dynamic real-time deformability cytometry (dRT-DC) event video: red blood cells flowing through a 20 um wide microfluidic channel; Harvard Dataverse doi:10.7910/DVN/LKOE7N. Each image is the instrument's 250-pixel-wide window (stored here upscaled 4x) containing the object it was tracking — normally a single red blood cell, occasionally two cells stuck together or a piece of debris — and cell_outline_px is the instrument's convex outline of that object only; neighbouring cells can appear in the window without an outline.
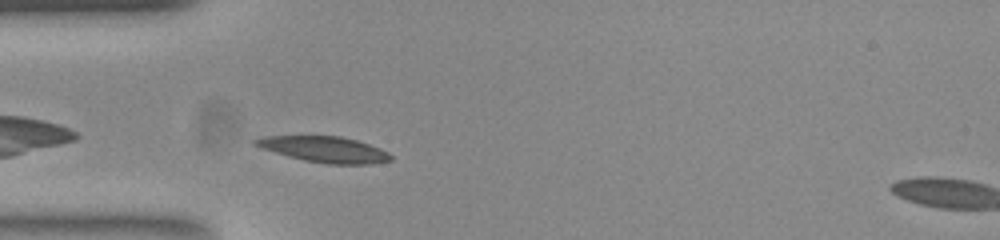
{"species": "common noctule bat (a hibernating species)", "species_latin": "Nyctalus noctula", "temperature_condition": "room temperature", "stored_images_in_passage": 28, "camera_frame_rate_fps": 3000, "um_per_image_px": 0.085, "animal": {"sex": "female", "body_mass_g": 23.0, "forearm_length_mm": 53.4}, "frame": {"image": 1, "passage_image": 2, "time_ms": 0.333, "image_size_px": [1000, 240], "cell_outline_px": [[392, 160], [368, 164], [328, 164], [304, 160], [276, 152], [252, 144], [252, 140], [268, 136], [340, 136], [356, 140], [368, 144], [388, 152], [392, 156]], "centroid_in_image_um": [27.6, 12.69], "position_along_channel_um": 57.4, "area_um2": 20.0}}
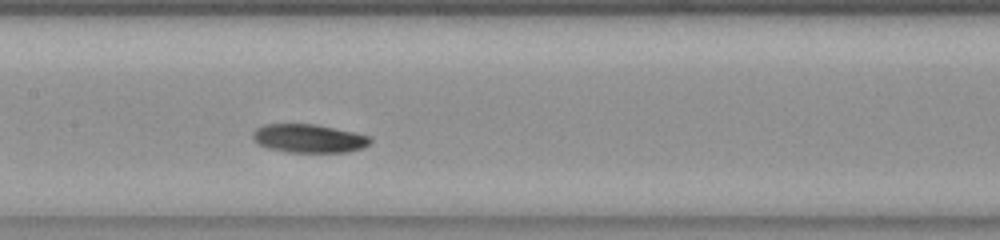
{"frame": {"image": 2, "passage_image": 12, "time_ms": 3.667, "image_size_px": [1000, 240], "cell_outline_px": [[372, 140], [364, 148], [348, 152], [288, 152], [268, 148], [260, 144], [252, 136], [252, 132], [256, 128], [264, 124], [316, 124], [352, 132], [368, 136]], "centroid_in_image_um": [26.24, 11.77], "position_along_channel_um": 181.2, "area_um2": 19.36}}
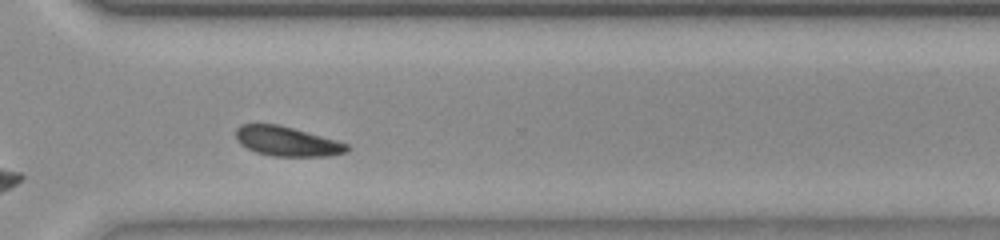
{"frame": {"image": 3, "passage_image": 25, "time_ms": 8.0, "image_size_px": [1000, 240], "cell_outline_px": [[352, 148], [348, 152], [328, 156], [272, 156], [256, 152], [240, 144], [236, 140], [236, 128], [240, 124], [276, 124], [292, 128], [336, 140], [348, 144]], "centroid_in_image_um": [24.4, 12.02], "position_along_channel_um": 346.2, "area_um2": 19.13}, "authors_computed_cell_mechanics": {"area_um2": 19.3341, "velocity_mm_per_s": 3.8069, "shape_relaxation_time_tau1_ms": 2.6603, "shape_relaxation_time_tau2_ms": 6.5591, "deformation_change_tau1": 0.0648, "deformation_change_tau2": 0.13}}